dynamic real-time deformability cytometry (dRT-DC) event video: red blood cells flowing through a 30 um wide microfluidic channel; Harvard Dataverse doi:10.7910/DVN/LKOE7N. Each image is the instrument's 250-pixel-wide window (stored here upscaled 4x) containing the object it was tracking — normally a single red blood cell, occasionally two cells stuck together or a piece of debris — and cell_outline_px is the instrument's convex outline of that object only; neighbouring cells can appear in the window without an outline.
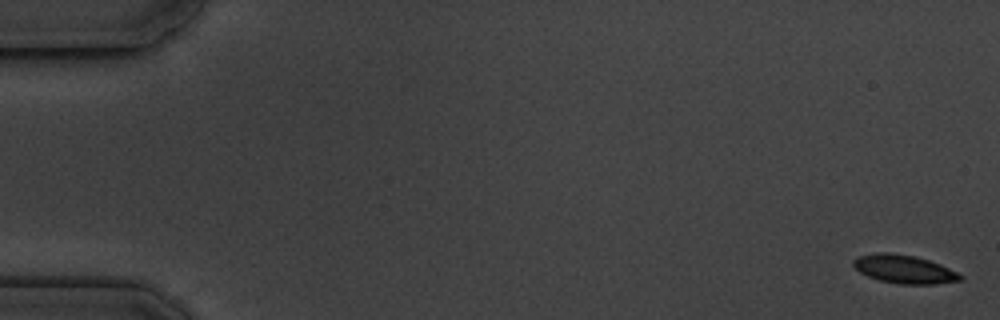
{"species": "common noctule bat (a hibernating species)", "species_latin": "Nyctalus noctula", "temperature_condition": "cold", "stored_images_in_passage": 17, "camera_frame_rate_fps": 3000, "um_per_image_px": 0.085, "animal": {"sex": "male", "body_mass_g": 19.5, "forearm_length_mm": 54.6}, "frame": {"image": 1, "passage_image": 1, "time_ms": 0.0, "image_size_px": [1000, 320], "cell_outline_px": [[964, 280], [936, 284], [900, 284], [880, 280], [868, 276], [860, 272], [852, 264], [852, 260], [860, 256], [876, 252], [888, 252], [912, 256], [928, 260], [940, 264], [964, 276]], "centroid_in_image_um": [76.87, 22.89], "position_along_channel_um": 8.1, "area_um2": 17.57}}
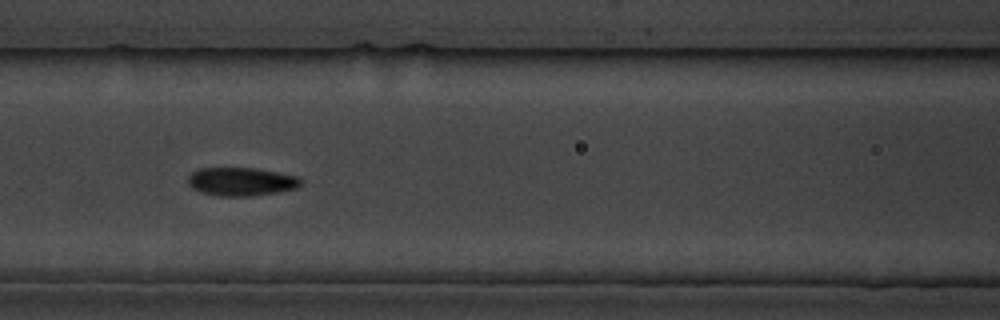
{"frame": {"image": 2, "passage_image": 8, "time_ms": 8.0, "image_size_px": [1000, 320], "cell_outline_px": [[304, 180], [296, 188], [276, 192], [252, 196], [220, 196], [200, 192], [192, 188], [188, 184], [188, 176], [192, 172], [200, 168], [256, 168], [296, 176]], "centroid_in_image_um": [20.48, 15.44], "position_along_channel_um": 146.1, "area_um2": 18.61}}
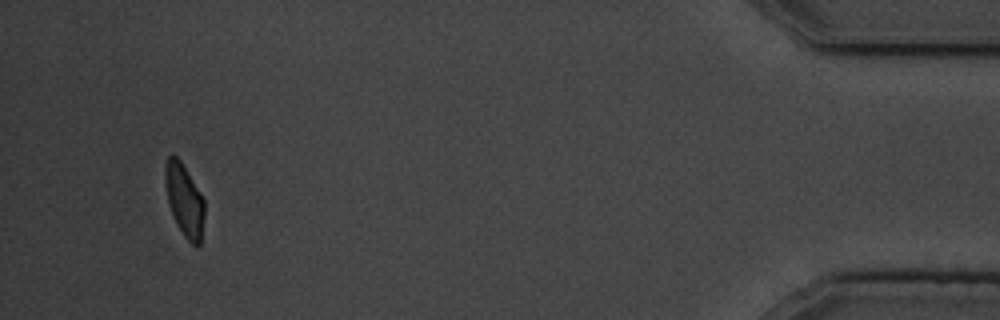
{"frame": {"image": 3, "passage_image": 16, "time_ms": 17.667, "image_size_px": [1000, 320], "cell_outline_px": [[204, 216], [200, 244], [196, 248], [184, 236], [176, 224], [168, 204], [164, 180], [164, 164], [168, 156], [172, 152], [180, 160], [204, 200]], "centroid_in_image_um": [15.64, 17.0], "position_along_channel_um": 419.6, "area_um2": 16.65}, "authors_computed_cell_mechanics": {"area_um2": 17.918, "velocity_mm_per_s": 3.5615, "shape_relaxation_time_tau1_ms": 2.6023, "shape_relaxation_time_tau2_ms": 2.4386, "deformation_change_tau1": 0.1181, "deformation_change_tau2": 0.0704}}